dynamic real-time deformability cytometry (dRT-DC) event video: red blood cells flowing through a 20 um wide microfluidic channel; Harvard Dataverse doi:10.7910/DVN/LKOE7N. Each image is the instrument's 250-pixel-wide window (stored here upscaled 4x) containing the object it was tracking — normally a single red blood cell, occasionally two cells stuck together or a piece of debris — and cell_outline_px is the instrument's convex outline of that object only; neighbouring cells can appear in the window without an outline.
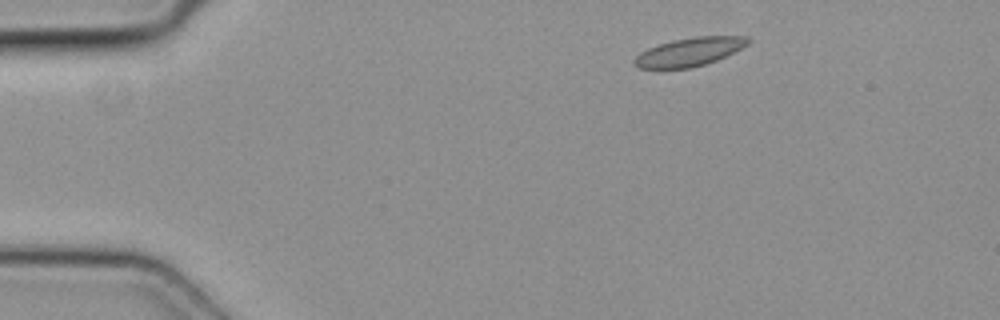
{"species": "common noctule bat (a hibernating species)", "species_latin": "Nyctalus noctula", "temperature_condition": "cold", "stored_images_in_passage": 5, "camera_frame_rate_fps": 3000, "um_per_image_px": 0.085, "animal": {"sex": "female", "body_mass_g": 19.3, "forearm_length_mm": 54.1}, "frame": {"image": 1, "passage_image": 5, "time_ms": 1.333, "image_size_px": [1000, 320], "cell_outline_px": [[752, 40], [748, 44], [716, 60], [692, 68], [640, 68], [632, 64], [632, 60], [640, 52], [648, 48], [672, 40], [696, 36], [744, 36]], "centroid_in_image_um": [58.56, 4.4], "position_along_channel_um": 26.4, "area_um2": 18.67}}